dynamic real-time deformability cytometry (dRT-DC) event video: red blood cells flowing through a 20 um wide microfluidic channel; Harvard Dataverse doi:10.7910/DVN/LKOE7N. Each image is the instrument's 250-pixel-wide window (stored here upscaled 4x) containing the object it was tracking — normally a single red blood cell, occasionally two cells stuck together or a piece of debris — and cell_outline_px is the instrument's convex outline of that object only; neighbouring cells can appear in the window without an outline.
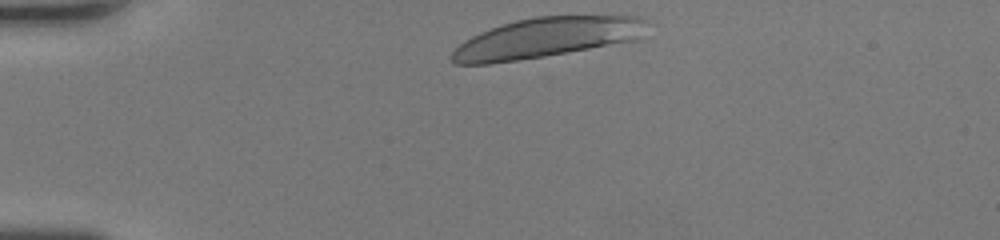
{"species": "human", "species_latin": "Homo sapiens", "temperature_condition": "room temperature", "stored_images_in_passage": 28, "camera_frame_rate_fps": 3000, "um_per_image_px": 0.085, "donor": {"sex": "female"}, "frame": {"image": 1, "passage_image": 1, "time_ms": 0.0, "image_size_px": [1000, 240], "cell_outline_px": [[648, 20], [640, 40], [544, 56], [488, 64], [452, 64], [448, 60], [448, 56], [464, 40], [480, 32], [516, 20], [536, 16], [640, 16]], "centroid_in_image_um": [46.45, 3.21], "position_along_channel_um": 38.5, "area_um2": 45.6}}
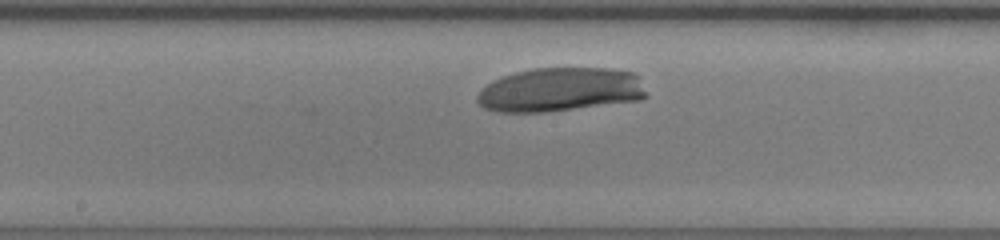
{"frame": {"image": 2, "passage_image": 15, "time_ms": 4.667, "image_size_px": [1000, 240], "cell_outline_px": [[648, 96], [640, 100], [544, 112], [496, 112], [484, 108], [476, 100], [476, 96], [488, 84], [504, 76], [516, 72], [532, 68], [612, 68], [636, 72]], "centroid_in_image_um": [47.65, 7.62], "position_along_channel_um": 200.5, "area_um2": 43.29}}
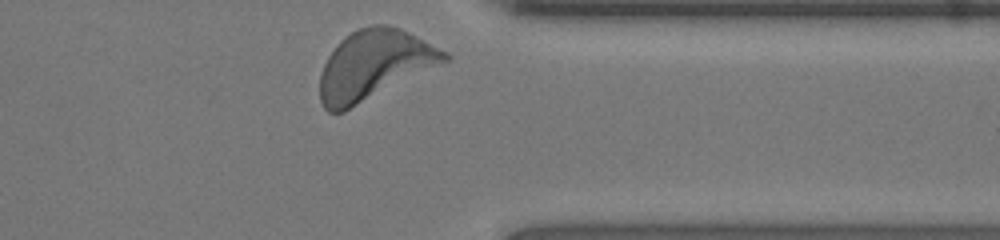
{"frame": {"image": 3, "passage_image": 28, "time_ms": 9.0, "image_size_px": [1000, 240], "cell_outline_px": [[452, 60], [344, 112], [328, 112], [324, 108], [320, 100], [320, 76], [324, 64], [328, 56], [340, 40], [352, 32], [360, 28], [372, 24], [384, 24], [396, 28], [448, 52], [452, 56]], "centroid_in_image_um": [31.82, 5.56], "position_along_channel_um": 379.6, "area_um2": 50.29}, "authors_computed_cell_mechanics": {"area_um2": 44.0436, "velocity_mm_per_s": 4.2355, "shape_relaxation_time_tau1_ms": 1.6517, "shape_relaxation_time_tau2_ms": null, "deformation_change_tau1": 0.1331, "deformation_change_tau2": null}}